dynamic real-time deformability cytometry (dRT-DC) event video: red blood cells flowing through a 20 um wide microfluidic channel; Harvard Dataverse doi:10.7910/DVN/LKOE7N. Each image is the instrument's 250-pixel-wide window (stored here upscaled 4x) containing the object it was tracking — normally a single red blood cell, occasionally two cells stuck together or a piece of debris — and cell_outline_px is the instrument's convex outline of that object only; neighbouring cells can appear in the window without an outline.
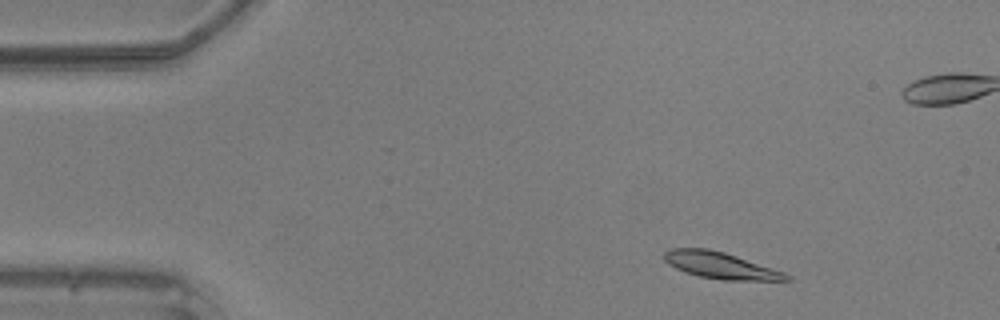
{"species": "common noctule bat (a hibernating species)", "species_latin": "Nyctalus noctula", "temperature_condition": "warm", "stored_images_in_passage": 47, "camera_frame_rate_fps": 3000, "um_per_image_px": 0.085, "animal": {"sex": "male", "body_mass_g": 20.5, "forearm_length_mm": 52.5}, "frame": {"image": 1, "passage_image": 4, "time_ms": 1.0, "image_size_px": [1000, 320], "cell_outline_px": [[792, 280], [724, 280], [700, 276], [684, 272], [668, 264], [664, 260], [664, 252], [668, 248], [708, 248], [724, 252], [784, 272], [792, 276]], "centroid_in_image_um": [61.21, 22.55], "position_along_channel_um": 23.8, "area_um2": 18.79}}
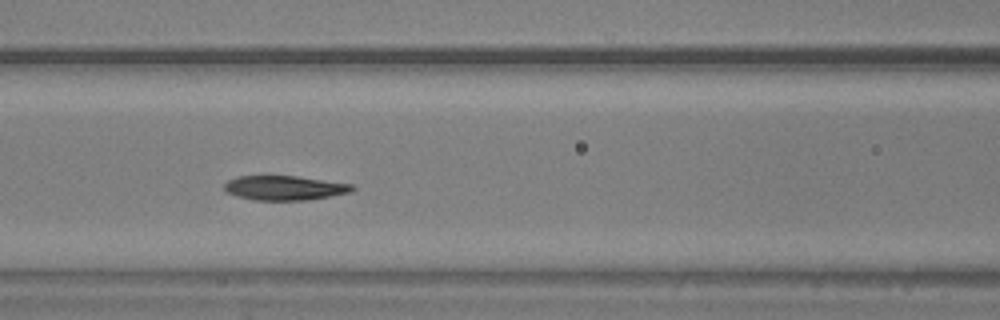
{"frame": {"image": 2, "passage_image": 18, "time_ms": 5.667, "image_size_px": [1000, 320], "cell_outline_px": [[356, 188], [352, 192], [308, 200], [256, 200], [236, 196], [224, 192], [224, 184], [228, 180], [236, 176], [296, 176], [352, 184]], "centroid_in_image_um": [24.17, 15.97], "position_along_channel_um": 142.4, "area_um2": 18.32}}
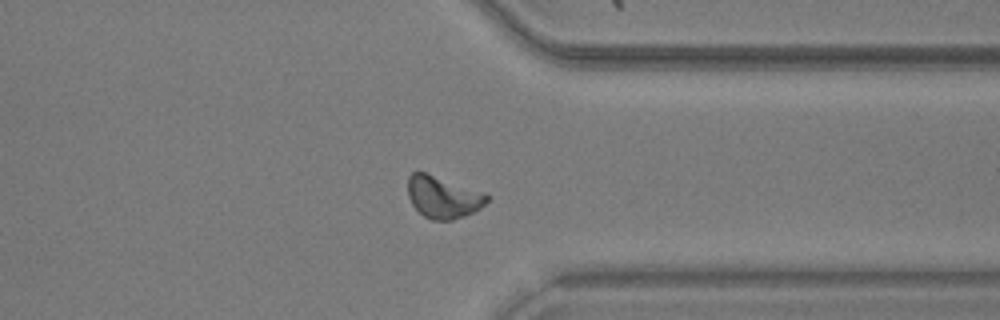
{"frame": {"image": 3, "passage_image": 35, "time_ms": 11.333, "image_size_px": [1000, 320], "cell_outline_px": [[488, 200], [480, 208], [464, 216], [452, 220], [432, 220], [424, 216], [412, 204], [408, 196], [408, 176], [412, 172], [424, 172], [484, 192], [488, 196]], "centroid_in_image_um": [37.64, 16.75], "position_along_channel_um": 373.8, "area_um2": 19.13}}